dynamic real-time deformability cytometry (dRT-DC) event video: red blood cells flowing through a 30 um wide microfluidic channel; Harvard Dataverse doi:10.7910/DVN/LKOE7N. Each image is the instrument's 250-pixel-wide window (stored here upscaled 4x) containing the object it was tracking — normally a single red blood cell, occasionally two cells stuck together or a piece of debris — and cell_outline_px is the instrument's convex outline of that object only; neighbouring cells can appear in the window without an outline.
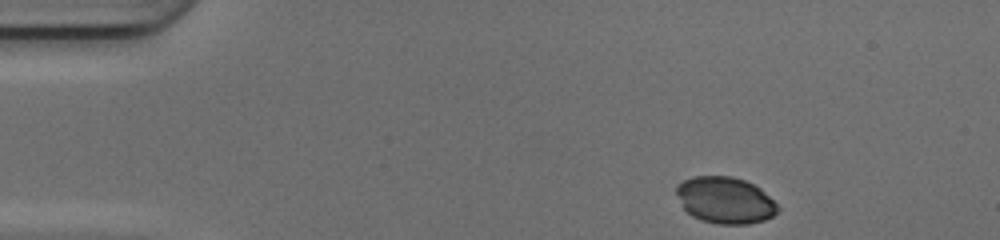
{"species": "common noctule bat (a hibernating species)", "species_latin": "Nyctalus noctula", "temperature_condition": "cold", "stored_images_in_passage": 35, "camera_frame_rate_fps": 3000, "um_per_image_px": 0.085, "animal": {"sex": "female", "body_mass_g": 17.0, "forearm_length_mm": 48.0}, "frame": {"image": 1, "passage_image": 1, "time_ms": 0.0, "image_size_px": [1000, 240], "cell_outline_px": [[780, 208], [772, 216], [764, 220], [748, 224], [716, 224], [700, 220], [692, 216], [684, 208], [676, 192], [676, 184], [692, 176], [732, 176], [744, 180], [760, 188]], "centroid_in_image_um": [61.62, 17.02], "position_along_channel_um": 23.4, "area_um2": 27.4}}
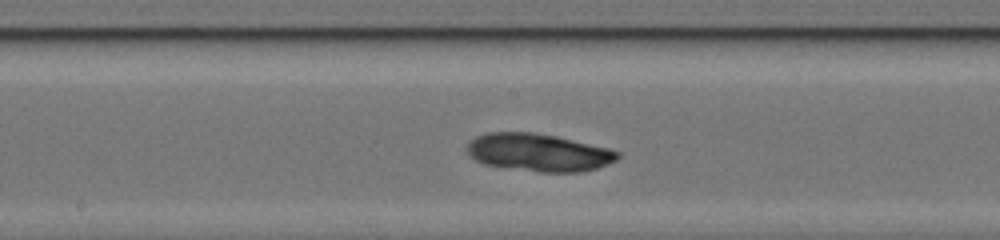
{"frame": {"image": 2, "passage_image": 20, "time_ms": 6.333, "image_size_px": [1000, 240], "cell_outline_px": [[620, 156], [616, 160], [608, 164], [596, 168], [580, 172], [540, 172], [484, 164], [476, 160], [468, 152], [468, 140], [476, 136], [488, 132], [536, 132], [556, 136], [608, 148], [620, 152]], "centroid_in_image_um": [45.78, 12.95], "position_along_channel_um": 202.4, "area_um2": 32.95}}
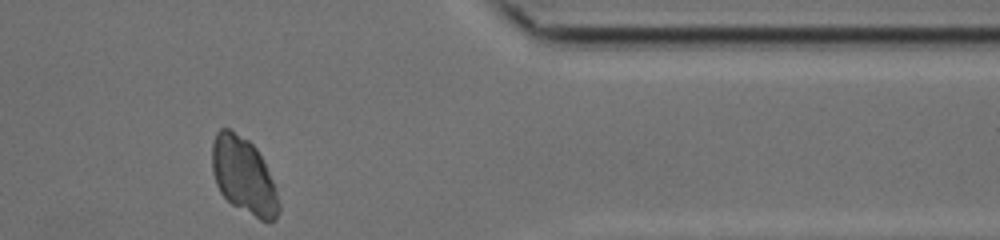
{"frame": {"image": 3, "passage_image": 35, "time_ms": 11.333, "image_size_px": [1000, 240], "cell_outline_px": [[280, 212], [276, 220], [268, 224], [260, 220], [232, 204], [220, 192], [216, 184], [212, 172], [212, 144], [216, 132], [220, 128], [228, 128], [248, 140], [256, 148], [272, 180], [280, 204]], "centroid_in_image_um": [20.71, 14.97], "position_along_channel_um": 390.7, "area_um2": 29.65}}